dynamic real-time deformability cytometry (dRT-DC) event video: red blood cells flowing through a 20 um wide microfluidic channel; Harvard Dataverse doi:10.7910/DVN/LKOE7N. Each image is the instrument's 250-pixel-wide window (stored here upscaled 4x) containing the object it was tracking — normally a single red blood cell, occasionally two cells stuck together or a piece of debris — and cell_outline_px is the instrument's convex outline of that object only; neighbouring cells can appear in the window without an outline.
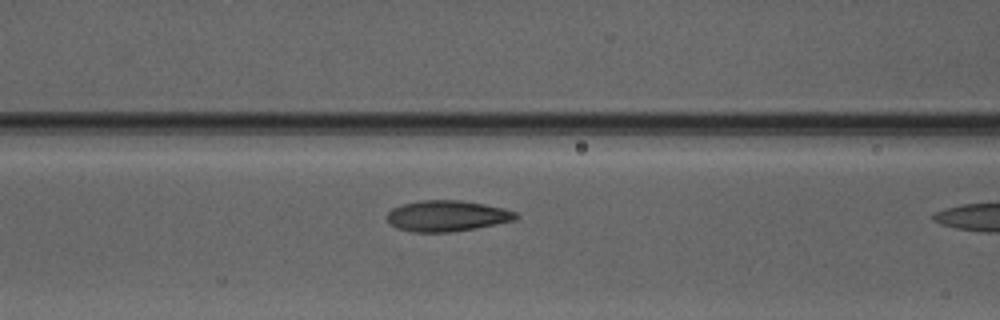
{"species": "Egyptian fruit bat (a non-hibernating species)", "species_latin": "Rousettus aegyptiacus", "temperature_condition": "warm", "stored_images_in_passage": 10, "camera_frame_rate_fps": 3000, "um_per_image_px": 0.085, "animal": {"sex": "male"}, "frame": {"image": 1, "passage_image": 9, "time_ms": 2.667, "image_size_px": [1000, 320], "cell_outline_px": [[520, 216], [516, 220], [496, 224], [452, 232], [412, 232], [396, 228], [384, 216], [392, 208], [400, 204], [420, 200], [460, 200], [484, 204], [504, 208], [516, 212]], "centroid_in_image_um": [37.98, 18.35], "position_along_channel_um": 128.6, "area_um2": 23.41}}